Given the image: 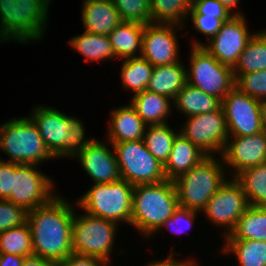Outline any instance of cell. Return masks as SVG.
<instances>
[{"label": "cell", "mask_w": 266, "mask_h": 266, "mask_svg": "<svg viewBox=\"0 0 266 266\" xmlns=\"http://www.w3.org/2000/svg\"><path fill=\"white\" fill-rule=\"evenodd\" d=\"M177 109L187 117L218 110L222 102L200 89L186 83L173 100Z\"/></svg>", "instance_id": "cell-25"}, {"label": "cell", "mask_w": 266, "mask_h": 266, "mask_svg": "<svg viewBox=\"0 0 266 266\" xmlns=\"http://www.w3.org/2000/svg\"><path fill=\"white\" fill-rule=\"evenodd\" d=\"M197 211L189 210L188 208H184L181 206H178V208L174 211L172 216L168 218L161 227H167L169 229H172L174 233L178 232L180 230V233H184L186 228H191L194 223V219L196 217ZM182 222V223H181ZM184 225V226H183ZM184 228V229H183ZM184 230V231H182ZM179 234V233H177Z\"/></svg>", "instance_id": "cell-40"}, {"label": "cell", "mask_w": 266, "mask_h": 266, "mask_svg": "<svg viewBox=\"0 0 266 266\" xmlns=\"http://www.w3.org/2000/svg\"><path fill=\"white\" fill-rule=\"evenodd\" d=\"M0 254L23 257L34 255L32 235L27 222L0 233Z\"/></svg>", "instance_id": "cell-34"}, {"label": "cell", "mask_w": 266, "mask_h": 266, "mask_svg": "<svg viewBox=\"0 0 266 266\" xmlns=\"http://www.w3.org/2000/svg\"><path fill=\"white\" fill-rule=\"evenodd\" d=\"M121 21L112 0L84 1L82 22L86 32L109 35Z\"/></svg>", "instance_id": "cell-19"}, {"label": "cell", "mask_w": 266, "mask_h": 266, "mask_svg": "<svg viewBox=\"0 0 266 266\" xmlns=\"http://www.w3.org/2000/svg\"><path fill=\"white\" fill-rule=\"evenodd\" d=\"M220 163L217 157L215 159L214 156H207L173 181L179 206L197 212L205 208L211 197L226 181L224 163Z\"/></svg>", "instance_id": "cell-4"}, {"label": "cell", "mask_w": 266, "mask_h": 266, "mask_svg": "<svg viewBox=\"0 0 266 266\" xmlns=\"http://www.w3.org/2000/svg\"><path fill=\"white\" fill-rule=\"evenodd\" d=\"M244 15H233L225 21L221 29L212 37L208 44L193 42V46H202L218 62L234 68L240 54L254 34H249Z\"/></svg>", "instance_id": "cell-13"}, {"label": "cell", "mask_w": 266, "mask_h": 266, "mask_svg": "<svg viewBox=\"0 0 266 266\" xmlns=\"http://www.w3.org/2000/svg\"><path fill=\"white\" fill-rule=\"evenodd\" d=\"M189 15H206L216 18H231L233 15H243L241 13L230 12L218 0H192V8Z\"/></svg>", "instance_id": "cell-39"}, {"label": "cell", "mask_w": 266, "mask_h": 266, "mask_svg": "<svg viewBox=\"0 0 266 266\" xmlns=\"http://www.w3.org/2000/svg\"><path fill=\"white\" fill-rule=\"evenodd\" d=\"M74 207L56 195L49 203L29 210L27 223L35 256L60 263L71 253Z\"/></svg>", "instance_id": "cell-1"}, {"label": "cell", "mask_w": 266, "mask_h": 266, "mask_svg": "<svg viewBox=\"0 0 266 266\" xmlns=\"http://www.w3.org/2000/svg\"><path fill=\"white\" fill-rule=\"evenodd\" d=\"M229 12L237 6L239 0H218Z\"/></svg>", "instance_id": "cell-48"}, {"label": "cell", "mask_w": 266, "mask_h": 266, "mask_svg": "<svg viewBox=\"0 0 266 266\" xmlns=\"http://www.w3.org/2000/svg\"><path fill=\"white\" fill-rule=\"evenodd\" d=\"M50 3L51 0H0V41L13 39L25 44L40 40L48 23Z\"/></svg>", "instance_id": "cell-3"}, {"label": "cell", "mask_w": 266, "mask_h": 266, "mask_svg": "<svg viewBox=\"0 0 266 266\" xmlns=\"http://www.w3.org/2000/svg\"><path fill=\"white\" fill-rule=\"evenodd\" d=\"M174 28L173 24L145 25L140 56L154 67L179 62V43Z\"/></svg>", "instance_id": "cell-16"}, {"label": "cell", "mask_w": 266, "mask_h": 266, "mask_svg": "<svg viewBox=\"0 0 266 266\" xmlns=\"http://www.w3.org/2000/svg\"><path fill=\"white\" fill-rule=\"evenodd\" d=\"M83 124L78 118L70 117V130L67 134L68 144L65 149L57 157H76L84 148L94 139H86Z\"/></svg>", "instance_id": "cell-37"}, {"label": "cell", "mask_w": 266, "mask_h": 266, "mask_svg": "<svg viewBox=\"0 0 266 266\" xmlns=\"http://www.w3.org/2000/svg\"><path fill=\"white\" fill-rule=\"evenodd\" d=\"M249 206L240 183L233 177L231 181L226 179L202 212L211 223L227 228L226 237L235 229L238 219Z\"/></svg>", "instance_id": "cell-14"}, {"label": "cell", "mask_w": 266, "mask_h": 266, "mask_svg": "<svg viewBox=\"0 0 266 266\" xmlns=\"http://www.w3.org/2000/svg\"><path fill=\"white\" fill-rule=\"evenodd\" d=\"M108 264L99 257L71 253L58 266H108Z\"/></svg>", "instance_id": "cell-43"}, {"label": "cell", "mask_w": 266, "mask_h": 266, "mask_svg": "<svg viewBox=\"0 0 266 266\" xmlns=\"http://www.w3.org/2000/svg\"><path fill=\"white\" fill-rule=\"evenodd\" d=\"M76 158L94 184L111 183L121 179L116 154L95 138Z\"/></svg>", "instance_id": "cell-18"}, {"label": "cell", "mask_w": 266, "mask_h": 266, "mask_svg": "<svg viewBox=\"0 0 266 266\" xmlns=\"http://www.w3.org/2000/svg\"><path fill=\"white\" fill-rule=\"evenodd\" d=\"M122 21L147 25L151 23L150 0H112Z\"/></svg>", "instance_id": "cell-35"}, {"label": "cell", "mask_w": 266, "mask_h": 266, "mask_svg": "<svg viewBox=\"0 0 266 266\" xmlns=\"http://www.w3.org/2000/svg\"><path fill=\"white\" fill-rule=\"evenodd\" d=\"M187 120L184 128L179 132L207 156H212L213 152H219L221 156L229 140L222 106L206 114L188 117Z\"/></svg>", "instance_id": "cell-11"}, {"label": "cell", "mask_w": 266, "mask_h": 266, "mask_svg": "<svg viewBox=\"0 0 266 266\" xmlns=\"http://www.w3.org/2000/svg\"><path fill=\"white\" fill-rule=\"evenodd\" d=\"M266 70V33L257 31L248 41L233 68L234 78L241 74Z\"/></svg>", "instance_id": "cell-27"}, {"label": "cell", "mask_w": 266, "mask_h": 266, "mask_svg": "<svg viewBox=\"0 0 266 266\" xmlns=\"http://www.w3.org/2000/svg\"><path fill=\"white\" fill-rule=\"evenodd\" d=\"M187 83L221 102L235 86L233 68L218 62L202 46H192Z\"/></svg>", "instance_id": "cell-7"}, {"label": "cell", "mask_w": 266, "mask_h": 266, "mask_svg": "<svg viewBox=\"0 0 266 266\" xmlns=\"http://www.w3.org/2000/svg\"><path fill=\"white\" fill-rule=\"evenodd\" d=\"M117 223L83 213L72 221L73 253L95 256L109 263Z\"/></svg>", "instance_id": "cell-9"}, {"label": "cell", "mask_w": 266, "mask_h": 266, "mask_svg": "<svg viewBox=\"0 0 266 266\" xmlns=\"http://www.w3.org/2000/svg\"><path fill=\"white\" fill-rule=\"evenodd\" d=\"M108 135L110 144L143 140L146 124L130 104L112 111Z\"/></svg>", "instance_id": "cell-21"}, {"label": "cell", "mask_w": 266, "mask_h": 266, "mask_svg": "<svg viewBox=\"0 0 266 266\" xmlns=\"http://www.w3.org/2000/svg\"><path fill=\"white\" fill-rule=\"evenodd\" d=\"M229 136H250L264 131L260 100L234 86L222 100Z\"/></svg>", "instance_id": "cell-12"}, {"label": "cell", "mask_w": 266, "mask_h": 266, "mask_svg": "<svg viewBox=\"0 0 266 266\" xmlns=\"http://www.w3.org/2000/svg\"><path fill=\"white\" fill-rule=\"evenodd\" d=\"M187 69L181 62L168 65L156 66L153 68L147 90L164 95L172 101L187 83Z\"/></svg>", "instance_id": "cell-22"}, {"label": "cell", "mask_w": 266, "mask_h": 266, "mask_svg": "<svg viewBox=\"0 0 266 266\" xmlns=\"http://www.w3.org/2000/svg\"><path fill=\"white\" fill-rule=\"evenodd\" d=\"M171 100L164 95L146 89L133 95L131 105L147 126L161 125L166 124V119L171 111Z\"/></svg>", "instance_id": "cell-23"}, {"label": "cell", "mask_w": 266, "mask_h": 266, "mask_svg": "<svg viewBox=\"0 0 266 266\" xmlns=\"http://www.w3.org/2000/svg\"><path fill=\"white\" fill-rule=\"evenodd\" d=\"M134 186L124 179L111 183H96L76 205L86 214L118 223L131 225Z\"/></svg>", "instance_id": "cell-6"}, {"label": "cell", "mask_w": 266, "mask_h": 266, "mask_svg": "<svg viewBox=\"0 0 266 266\" xmlns=\"http://www.w3.org/2000/svg\"><path fill=\"white\" fill-rule=\"evenodd\" d=\"M144 25L121 21L108 35L113 52L117 58L136 57V51L142 52Z\"/></svg>", "instance_id": "cell-24"}, {"label": "cell", "mask_w": 266, "mask_h": 266, "mask_svg": "<svg viewBox=\"0 0 266 266\" xmlns=\"http://www.w3.org/2000/svg\"><path fill=\"white\" fill-rule=\"evenodd\" d=\"M235 86L252 98L266 99V70L241 74L235 79Z\"/></svg>", "instance_id": "cell-36"}, {"label": "cell", "mask_w": 266, "mask_h": 266, "mask_svg": "<svg viewBox=\"0 0 266 266\" xmlns=\"http://www.w3.org/2000/svg\"><path fill=\"white\" fill-rule=\"evenodd\" d=\"M260 115L263 128L266 131V99L260 100Z\"/></svg>", "instance_id": "cell-47"}, {"label": "cell", "mask_w": 266, "mask_h": 266, "mask_svg": "<svg viewBox=\"0 0 266 266\" xmlns=\"http://www.w3.org/2000/svg\"><path fill=\"white\" fill-rule=\"evenodd\" d=\"M153 68L154 66L141 56L125 59L120 73L124 89H132L134 94L146 90Z\"/></svg>", "instance_id": "cell-32"}, {"label": "cell", "mask_w": 266, "mask_h": 266, "mask_svg": "<svg viewBox=\"0 0 266 266\" xmlns=\"http://www.w3.org/2000/svg\"><path fill=\"white\" fill-rule=\"evenodd\" d=\"M223 252L234 253L240 266H266V242L255 240H225Z\"/></svg>", "instance_id": "cell-33"}, {"label": "cell", "mask_w": 266, "mask_h": 266, "mask_svg": "<svg viewBox=\"0 0 266 266\" xmlns=\"http://www.w3.org/2000/svg\"><path fill=\"white\" fill-rule=\"evenodd\" d=\"M110 145L116 154L121 179L133 186L166 180L163 165L147 150L143 140Z\"/></svg>", "instance_id": "cell-8"}, {"label": "cell", "mask_w": 266, "mask_h": 266, "mask_svg": "<svg viewBox=\"0 0 266 266\" xmlns=\"http://www.w3.org/2000/svg\"><path fill=\"white\" fill-rule=\"evenodd\" d=\"M234 137V138H233ZM221 155L225 165L234 168V178L246 169L266 163V131L250 136H229Z\"/></svg>", "instance_id": "cell-15"}, {"label": "cell", "mask_w": 266, "mask_h": 266, "mask_svg": "<svg viewBox=\"0 0 266 266\" xmlns=\"http://www.w3.org/2000/svg\"><path fill=\"white\" fill-rule=\"evenodd\" d=\"M0 149L15 164L37 165L55 157L47 149L29 117L14 118L0 125Z\"/></svg>", "instance_id": "cell-5"}, {"label": "cell", "mask_w": 266, "mask_h": 266, "mask_svg": "<svg viewBox=\"0 0 266 266\" xmlns=\"http://www.w3.org/2000/svg\"><path fill=\"white\" fill-rule=\"evenodd\" d=\"M14 163L0 159V200H8L12 190Z\"/></svg>", "instance_id": "cell-42"}, {"label": "cell", "mask_w": 266, "mask_h": 266, "mask_svg": "<svg viewBox=\"0 0 266 266\" xmlns=\"http://www.w3.org/2000/svg\"><path fill=\"white\" fill-rule=\"evenodd\" d=\"M173 254L174 251L169 255L168 258L164 259V261H153L151 263H148L147 266H198L197 263L195 264L193 260H188L187 262H178L174 259Z\"/></svg>", "instance_id": "cell-44"}, {"label": "cell", "mask_w": 266, "mask_h": 266, "mask_svg": "<svg viewBox=\"0 0 266 266\" xmlns=\"http://www.w3.org/2000/svg\"><path fill=\"white\" fill-rule=\"evenodd\" d=\"M235 179L240 183L250 206L266 207V163L244 170Z\"/></svg>", "instance_id": "cell-28"}, {"label": "cell", "mask_w": 266, "mask_h": 266, "mask_svg": "<svg viewBox=\"0 0 266 266\" xmlns=\"http://www.w3.org/2000/svg\"><path fill=\"white\" fill-rule=\"evenodd\" d=\"M225 240H255L266 242V207L249 206L238 219L235 229Z\"/></svg>", "instance_id": "cell-26"}, {"label": "cell", "mask_w": 266, "mask_h": 266, "mask_svg": "<svg viewBox=\"0 0 266 266\" xmlns=\"http://www.w3.org/2000/svg\"><path fill=\"white\" fill-rule=\"evenodd\" d=\"M206 157L202 150L179 133L174 139L169 158L163 166L166 180H176Z\"/></svg>", "instance_id": "cell-20"}, {"label": "cell", "mask_w": 266, "mask_h": 266, "mask_svg": "<svg viewBox=\"0 0 266 266\" xmlns=\"http://www.w3.org/2000/svg\"><path fill=\"white\" fill-rule=\"evenodd\" d=\"M194 27L198 32L203 33L209 41L221 29L222 24L230 18H216L206 15H190Z\"/></svg>", "instance_id": "cell-41"}, {"label": "cell", "mask_w": 266, "mask_h": 266, "mask_svg": "<svg viewBox=\"0 0 266 266\" xmlns=\"http://www.w3.org/2000/svg\"><path fill=\"white\" fill-rule=\"evenodd\" d=\"M29 117L43 138L47 149L57 158L68 144L70 117L51 107L37 106Z\"/></svg>", "instance_id": "cell-17"}, {"label": "cell", "mask_w": 266, "mask_h": 266, "mask_svg": "<svg viewBox=\"0 0 266 266\" xmlns=\"http://www.w3.org/2000/svg\"><path fill=\"white\" fill-rule=\"evenodd\" d=\"M25 257L13 254H0V266H23Z\"/></svg>", "instance_id": "cell-45"}, {"label": "cell", "mask_w": 266, "mask_h": 266, "mask_svg": "<svg viewBox=\"0 0 266 266\" xmlns=\"http://www.w3.org/2000/svg\"><path fill=\"white\" fill-rule=\"evenodd\" d=\"M146 129L143 137L145 146L164 166L169 158L174 139L178 134L168 124L148 125Z\"/></svg>", "instance_id": "cell-30"}, {"label": "cell", "mask_w": 266, "mask_h": 266, "mask_svg": "<svg viewBox=\"0 0 266 266\" xmlns=\"http://www.w3.org/2000/svg\"><path fill=\"white\" fill-rule=\"evenodd\" d=\"M28 211L8 200H0V233L27 222Z\"/></svg>", "instance_id": "cell-38"}, {"label": "cell", "mask_w": 266, "mask_h": 266, "mask_svg": "<svg viewBox=\"0 0 266 266\" xmlns=\"http://www.w3.org/2000/svg\"><path fill=\"white\" fill-rule=\"evenodd\" d=\"M36 167L14 163L12 190L8 201L27 211L49 203L57 195L52 192V180Z\"/></svg>", "instance_id": "cell-10"}, {"label": "cell", "mask_w": 266, "mask_h": 266, "mask_svg": "<svg viewBox=\"0 0 266 266\" xmlns=\"http://www.w3.org/2000/svg\"><path fill=\"white\" fill-rule=\"evenodd\" d=\"M23 266H58V263L39 256L31 255L25 257Z\"/></svg>", "instance_id": "cell-46"}, {"label": "cell", "mask_w": 266, "mask_h": 266, "mask_svg": "<svg viewBox=\"0 0 266 266\" xmlns=\"http://www.w3.org/2000/svg\"><path fill=\"white\" fill-rule=\"evenodd\" d=\"M151 23L173 24L182 27L189 15L192 0H150ZM181 22V23H180Z\"/></svg>", "instance_id": "cell-31"}, {"label": "cell", "mask_w": 266, "mask_h": 266, "mask_svg": "<svg viewBox=\"0 0 266 266\" xmlns=\"http://www.w3.org/2000/svg\"><path fill=\"white\" fill-rule=\"evenodd\" d=\"M70 46L85 56V61L117 58L108 35L84 32L71 38Z\"/></svg>", "instance_id": "cell-29"}, {"label": "cell", "mask_w": 266, "mask_h": 266, "mask_svg": "<svg viewBox=\"0 0 266 266\" xmlns=\"http://www.w3.org/2000/svg\"><path fill=\"white\" fill-rule=\"evenodd\" d=\"M179 202L174 182L163 180L134 186L131 225L144 236L155 234L172 216Z\"/></svg>", "instance_id": "cell-2"}]
</instances>
